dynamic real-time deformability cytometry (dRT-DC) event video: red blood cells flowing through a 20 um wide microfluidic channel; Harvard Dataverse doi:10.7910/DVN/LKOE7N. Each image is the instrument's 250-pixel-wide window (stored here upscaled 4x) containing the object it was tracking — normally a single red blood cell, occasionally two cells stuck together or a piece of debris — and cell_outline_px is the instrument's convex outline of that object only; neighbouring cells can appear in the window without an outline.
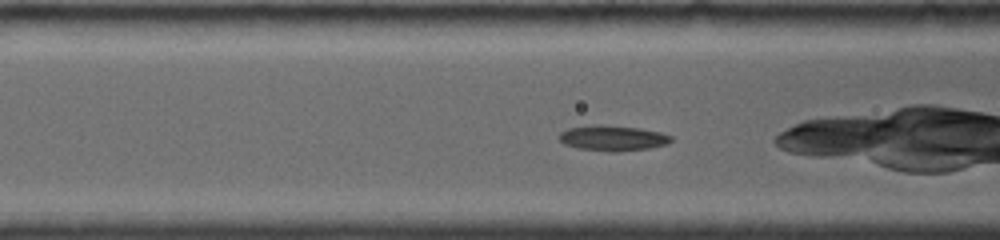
{"species": "common noctule bat (a hibernating species)", "species_latin": "Nyctalus noctula", "temperature_condition": "room temperature", "stored_images_in_passage": 38, "camera_frame_rate_fps": 4000, "um_per_image_px": 0.085, "animal": {"sex": "female", "body_mass_g": 19.0, "forearm_length_mm": 56.7}, "frame": {"image": 1, "passage_image": 5, "time_ms": 1.0, "image_size_px": [1000, 240], "cell_outline_px": [[672, 140], [668, 144], [648, 148], [616, 152], [608, 152], [576, 148], [564, 144], [560, 140], [560, 132], [568, 128], [596, 124], [600, 124], [640, 128], [660, 132], [672, 136]], "centroid_in_image_um": [52.08, 11.74], "position_along_channel_um": 114.5, "area_um2": 16.7}}
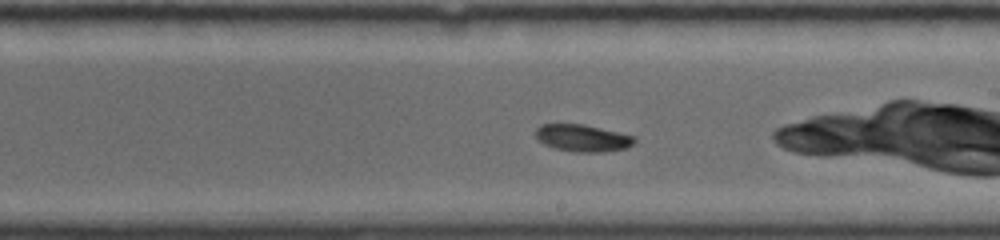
{"frame": {"image": 2, "passage_image": 18, "time_ms": 4.25, "image_size_px": [1000, 240], "cell_outline_px": [[636, 140], [632, 144], [624, 148], [600, 152], [576, 152], [556, 148], [544, 144], [536, 140], [536, 128], [540, 124], [584, 124], [636, 136]], "centroid_in_image_um": [49.5, 11.72], "position_along_channel_um": 239.5, "area_um2": 15.55}}
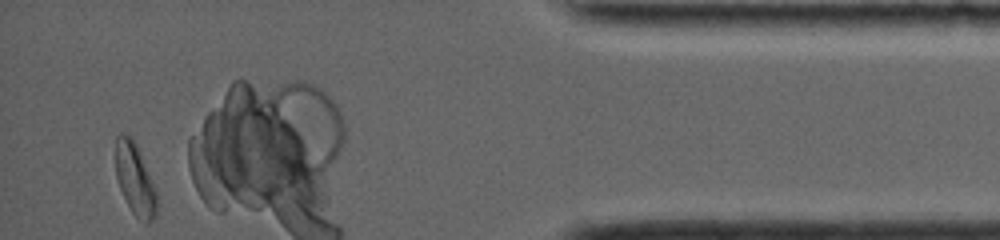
{"frame": {"image": 3, "passage_image": 38, "time_ms": 10.25, "image_size_px": [1000, 240], "cell_outline_px": [[156, 212], [152, 220], [148, 224], [136, 216], [132, 212], [120, 188], [116, 176], [116, 136], [120, 132], [128, 136], [136, 144], [156, 192]], "centroid_in_image_um": [11.45, 15.24], "position_along_channel_um": 423.7, "area_um2": 16.53}}